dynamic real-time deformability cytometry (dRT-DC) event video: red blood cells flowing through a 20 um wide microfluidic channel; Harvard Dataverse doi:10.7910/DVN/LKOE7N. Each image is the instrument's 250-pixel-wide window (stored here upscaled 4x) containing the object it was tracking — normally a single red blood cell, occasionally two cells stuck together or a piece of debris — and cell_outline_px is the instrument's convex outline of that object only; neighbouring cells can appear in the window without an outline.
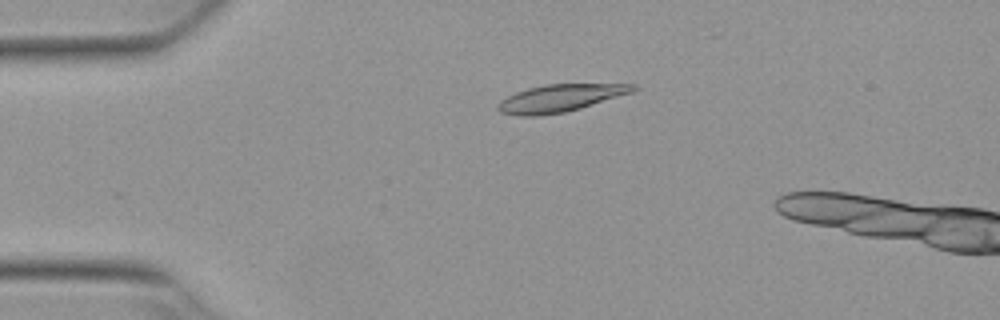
{"species": "Egyptian fruit bat (a non-hibernating species)", "species_latin": "Rousettus aegyptiacus", "temperature_condition": "warm", "stored_images_in_passage": 16, "camera_frame_rate_fps": 3000, "um_per_image_px": 0.085, "animal": {"sex": "female"}, "frame": {"image": 1, "passage_image": 12, "time_ms": 3.667, "image_size_px": [1000, 320], "cell_outline_px": [[640, 88], [632, 92], [580, 108], [564, 112], [536, 116], [520, 116], [500, 112], [496, 108], [496, 104], [500, 100], [516, 92], [528, 88], [544, 84], [636, 84]], "centroid_in_image_um": [47.59, 8.33], "position_along_channel_um": 37.4, "area_um2": 21.5}}